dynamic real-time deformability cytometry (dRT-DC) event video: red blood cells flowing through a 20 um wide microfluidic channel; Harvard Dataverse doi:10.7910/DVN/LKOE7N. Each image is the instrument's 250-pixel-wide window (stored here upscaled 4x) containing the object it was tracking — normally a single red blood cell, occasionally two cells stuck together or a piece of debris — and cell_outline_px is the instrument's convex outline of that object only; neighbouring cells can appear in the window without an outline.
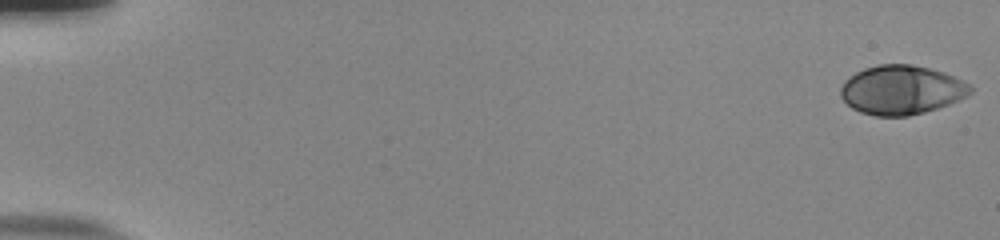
{"species": "human", "species_latin": "Homo sapiens", "temperature_condition": "room temperature", "stored_images_in_passage": 54, "camera_frame_rate_fps": 3000, "um_per_image_px": 0.085, "donor": {"sex": "male"}, "frame": {"image": 1, "passage_image": 1, "time_ms": 0.0, "image_size_px": [1000, 240], "cell_outline_px": [[972, 92], [960, 100], [924, 112], [908, 116], [876, 116], [860, 112], [852, 108], [840, 96], [840, 88], [844, 80], [856, 72], [864, 68], [880, 64], [912, 64], [944, 72], [968, 84], [972, 88]], "centroid_in_image_um": [76.6, 7.64], "position_along_channel_um": 8.4, "area_um2": 37.05}}
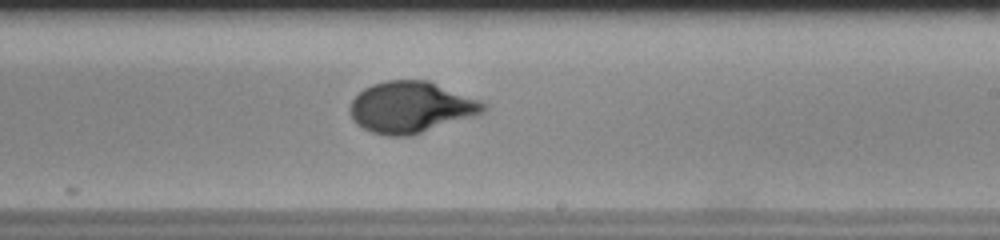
{"frame": {"image": 2, "passage_image": 34, "time_ms": 11.0, "image_size_px": [1000, 240], "cell_outline_px": [[488, 108], [480, 116], [412, 136], [388, 136], [372, 132], [364, 128], [352, 120], [352, 100], [364, 88], [372, 84], [388, 80], [428, 80], [480, 100], [488, 104]], "centroid_in_image_um": [35.03, 9.13], "position_along_channel_um": 254.0, "area_um2": 40.29}}
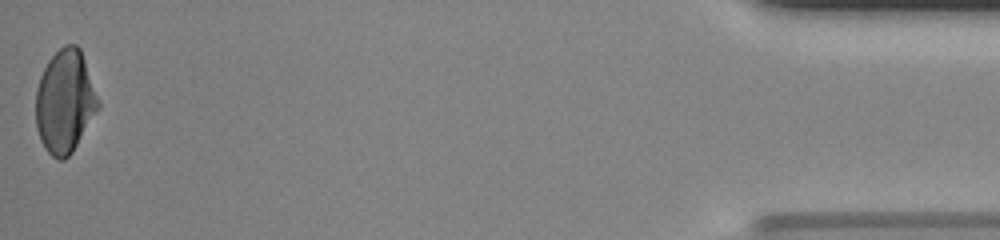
{"frame": {"image": 3, "passage_image": 54, "time_ms": 17.667, "image_size_px": [1000, 240], "cell_outline_px": [[100, 108], [72, 152], [64, 160], [60, 160], [52, 156], [44, 148], [40, 140], [36, 128], [36, 88], [40, 76], [48, 60], [64, 44], [76, 44], [80, 48], [100, 100]], "centroid_in_image_um": [5.53, 8.63], "position_along_channel_um": 429.7, "area_um2": 37.74}, "authors_computed_cell_mechanics": {"area_um2": 37.7723, "velocity_mm_per_s": 3.8763, "shape_relaxation_time_tau1_ms": 4.6678, "shape_relaxation_time_tau2_ms": null, "deformation_change_tau1": 0.1816, "deformation_change_tau2": null}}